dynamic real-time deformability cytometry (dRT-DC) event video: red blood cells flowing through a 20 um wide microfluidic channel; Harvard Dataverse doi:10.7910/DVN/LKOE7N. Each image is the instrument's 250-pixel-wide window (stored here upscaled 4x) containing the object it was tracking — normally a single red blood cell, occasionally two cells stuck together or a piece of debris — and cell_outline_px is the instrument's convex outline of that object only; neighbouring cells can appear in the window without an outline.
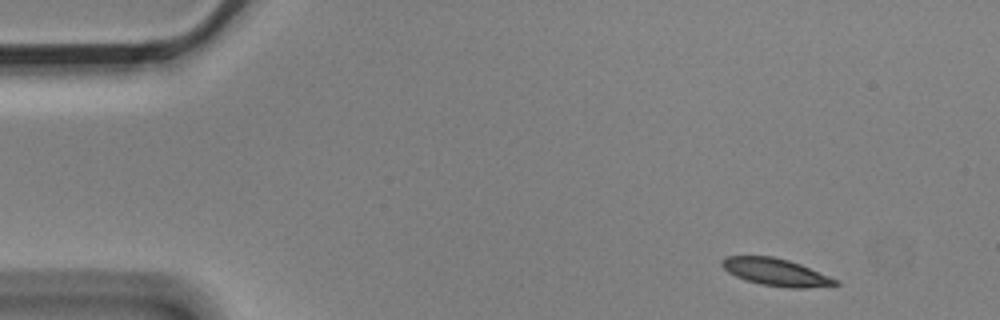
{"species": "Egyptian fruit bat (a non-hibernating species)", "species_latin": "Rousettus aegyptiacus", "temperature_condition": "cold", "stored_images_in_passage": 3, "camera_frame_rate_fps": 3000, "um_per_image_px": 0.085, "animal": {"sex": "male"}, "frame": {"image": 1, "passage_image": 1, "time_ms": 0.0, "image_size_px": [1000, 320], "cell_outline_px": [[840, 284], [808, 288], [788, 288], [760, 284], [744, 280], [728, 272], [720, 264], [720, 260], [728, 256], [772, 256], [788, 260], [800, 264], [840, 280]], "centroid_in_image_um": [65.96, 23.14], "position_along_channel_um": 19.0, "area_um2": 18.15}}
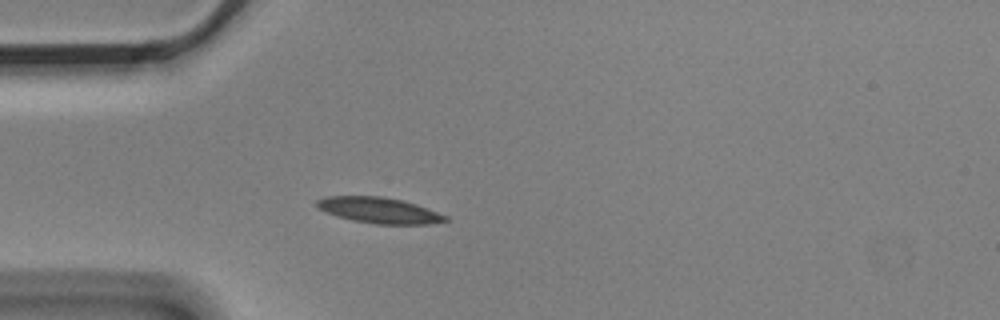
{"frame": {"image": 2, "passage_image": 3, "time_ms": 0.667, "image_size_px": [1000, 320], "cell_outline_px": [[448, 220], [428, 224], [376, 224], [352, 220], [336, 216], [316, 208], [316, 200], [324, 196], [380, 196], [404, 200], [416, 204], [448, 216]], "centroid_in_image_um": [32.18, 17.87], "position_along_channel_um": 52.8, "area_um2": 19.42}}